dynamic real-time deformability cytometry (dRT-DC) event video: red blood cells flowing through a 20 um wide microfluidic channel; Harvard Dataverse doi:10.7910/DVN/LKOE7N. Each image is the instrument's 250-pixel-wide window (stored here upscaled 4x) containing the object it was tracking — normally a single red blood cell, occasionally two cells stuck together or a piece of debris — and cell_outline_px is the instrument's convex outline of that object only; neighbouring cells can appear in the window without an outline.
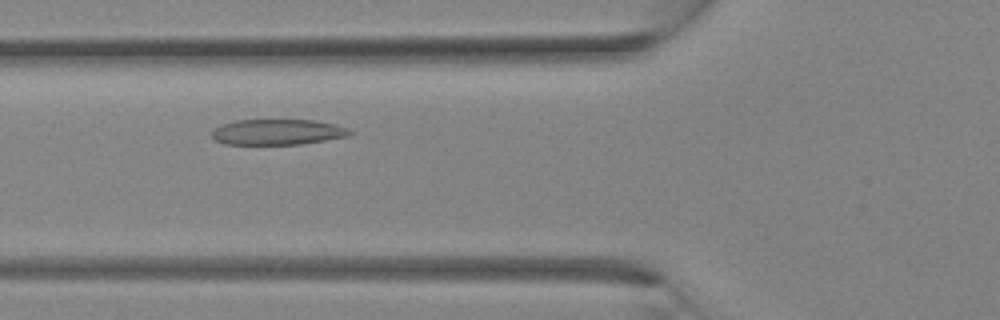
{"species": "Egyptian fruit bat (a non-hibernating species)", "species_latin": "Rousettus aegyptiacus", "temperature_condition": "room temperature", "stored_images_in_passage": 28, "camera_frame_rate_fps": 3000, "um_per_image_px": 0.085, "animal": {"sex": "female"}, "frame": {"image": 1, "passage_image": 7, "time_ms": 2.0, "image_size_px": [1000, 320], "cell_outline_px": [[352, 132], [348, 136], [300, 144], [224, 144], [216, 140], [212, 136], [212, 132], [216, 128], [224, 124], [236, 120], [316, 120], [336, 124], [348, 128]], "centroid_in_image_um": [23.62, 11.22], "position_along_channel_um": 102.2, "area_um2": 20.4}}
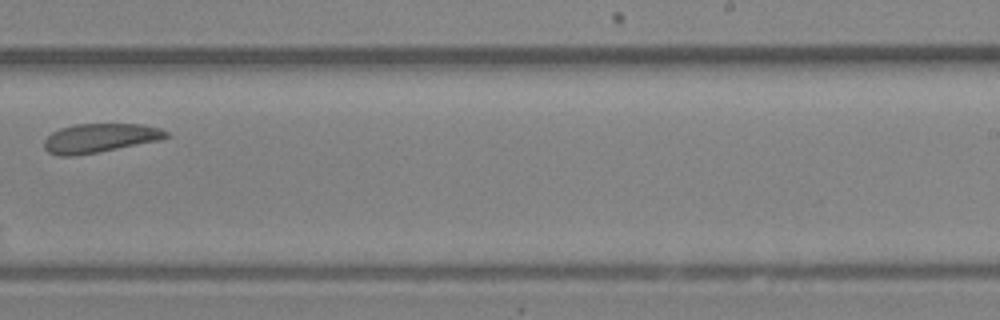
{"frame": {"image": 2, "passage_image": 16, "time_ms": 5.0, "image_size_px": [1000, 320], "cell_outline_px": [[168, 136], [160, 140], [96, 152], [72, 156], [60, 156], [48, 152], [44, 148], [44, 140], [52, 132], [60, 128], [76, 124], [144, 124], [160, 128], [168, 132]], "centroid_in_image_um": [8.47, 11.72], "position_along_channel_um": 280.5, "area_um2": 20.46}}
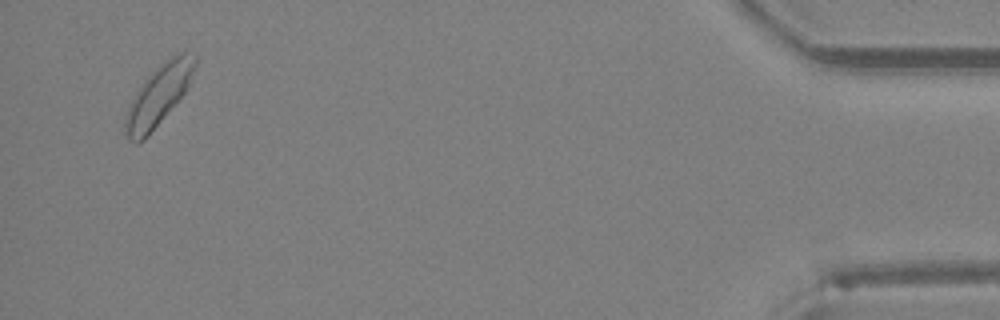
{"frame": {"image": 3, "passage_image": 27, "time_ms": 8.667, "image_size_px": [1000, 320], "cell_outline_px": [[196, 68], [184, 92], [148, 136], [144, 140], [136, 144], [128, 140], [124, 132], [124, 124], [128, 108], [136, 92], [144, 80], [160, 64], [176, 52], [184, 52], [196, 56]], "centroid_in_image_um": [13.46, 8.11], "position_along_channel_um": 421.7, "area_um2": 24.1}}